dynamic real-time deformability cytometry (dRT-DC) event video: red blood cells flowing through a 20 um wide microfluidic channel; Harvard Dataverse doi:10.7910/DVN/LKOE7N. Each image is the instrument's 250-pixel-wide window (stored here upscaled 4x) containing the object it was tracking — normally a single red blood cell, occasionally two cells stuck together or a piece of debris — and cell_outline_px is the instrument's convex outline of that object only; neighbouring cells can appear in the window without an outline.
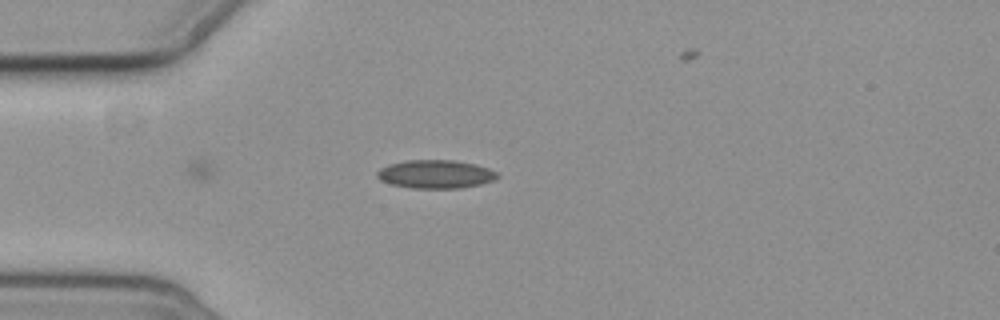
{"species": "common noctule bat (a hibernating species)", "species_latin": "Nyctalus noctula", "temperature_condition": "cold", "stored_images_in_passage": 3, "camera_frame_rate_fps": 3000, "um_per_image_px": 0.085, "animal": {"sex": "female", "body_mass_g": 19.3, "forearm_length_mm": 54.1}, "frame": {"image": 1, "passage_image": 1, "time_ms": 0.0, "image_size_px": [1000, 320], "cell_outline_px": [[500, 176], [496, 180], [480, 184], [460, 188], [412, 188], [392, 184], [380, 180], [376, 176], [376, 172], [380, 168], [388, 164], [404, 160], [456, 160], [476, 164], [488, 168], [496, 172]], "centroid_in_image_um": [37.03, 14.79], "position_along_channel_um": 48.0, "area_um2": 20.06}}